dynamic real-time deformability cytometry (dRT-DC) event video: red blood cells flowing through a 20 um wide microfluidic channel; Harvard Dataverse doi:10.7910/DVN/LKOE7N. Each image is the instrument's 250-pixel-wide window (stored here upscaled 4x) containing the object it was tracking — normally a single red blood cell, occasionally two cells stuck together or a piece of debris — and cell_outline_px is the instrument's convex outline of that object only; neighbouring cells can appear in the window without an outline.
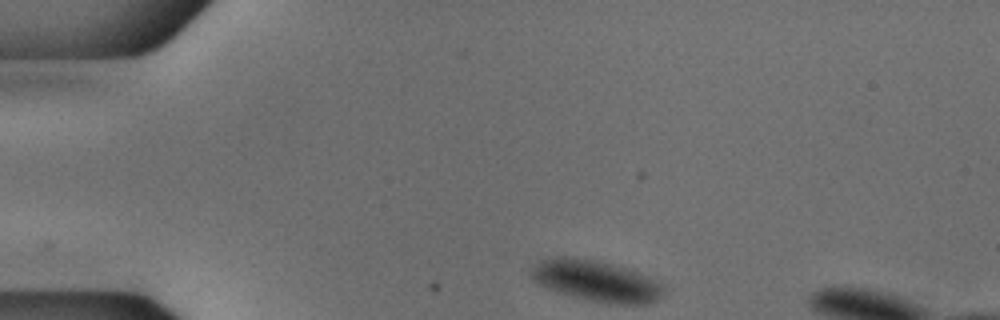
{"species": "common noctule bat (a hibernating species)", "species_latin": "Nyctalus noctula", "temperature_condition": "cold", "stored_images_in_passage": 6, "camera_frame_rate_fps": 3000, "um_per_image_px": 0.085, "animal": {"sex": "male", "body_mass_g": 18.8}, "frame": {"image": 1, "passage_image": 1, "time_ms": 0.0, "image_size_px": [1000, 320], "cell_outline_px": [[664, 292], [656, 300], [648, 304], [608, 304], [588, 300], [556, 292], [544, 288], [528, 272], [532, 264], [540, 260], [552, 256], [564, 256], [596, 260], [628, 268], [648, 276], [664, 284]], "centroid_in_image_um": [50.65, 23.87], "position_along_channel_um": 34.4, "area_um2": 32.19}}